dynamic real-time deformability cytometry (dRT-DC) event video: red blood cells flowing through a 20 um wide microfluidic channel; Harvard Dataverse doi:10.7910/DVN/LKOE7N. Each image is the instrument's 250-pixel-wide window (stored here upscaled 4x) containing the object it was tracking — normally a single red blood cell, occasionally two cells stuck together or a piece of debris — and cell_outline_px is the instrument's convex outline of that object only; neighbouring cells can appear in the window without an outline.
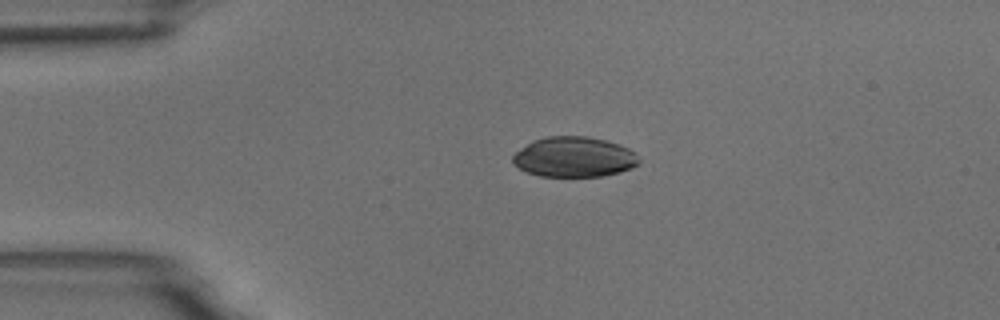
{"species": "common noctule bat (a hibernating species)", "species_latin": "Nyctalus noctula", "temperature_condition": "room temperature", "stored_images_in_passage": 3, "camera_frame_rate_fps": 3000, "um_per_image_px": 0.085, "animal": {"sex": "male", "body_mass_g": 18.8}, "frame": {"image": 1, "passage_image": 2, "time_ms": 2.0, "image_size_px": [1000, 320], "cell_outline_px": [[640, 164], [632, 168], [620, 172], [600, 176], [540, 176], [528, 172], [520, 168], [512, 160], [512, 156], [516, 152], [532, 140], [548, 136], [588, 136], [620, 144], [636, 152], [640, 160]], "centroid_in_image_um": [48.84, 13.33], "position_along_channel_um": 36.2, "area_um2": 29.59}}